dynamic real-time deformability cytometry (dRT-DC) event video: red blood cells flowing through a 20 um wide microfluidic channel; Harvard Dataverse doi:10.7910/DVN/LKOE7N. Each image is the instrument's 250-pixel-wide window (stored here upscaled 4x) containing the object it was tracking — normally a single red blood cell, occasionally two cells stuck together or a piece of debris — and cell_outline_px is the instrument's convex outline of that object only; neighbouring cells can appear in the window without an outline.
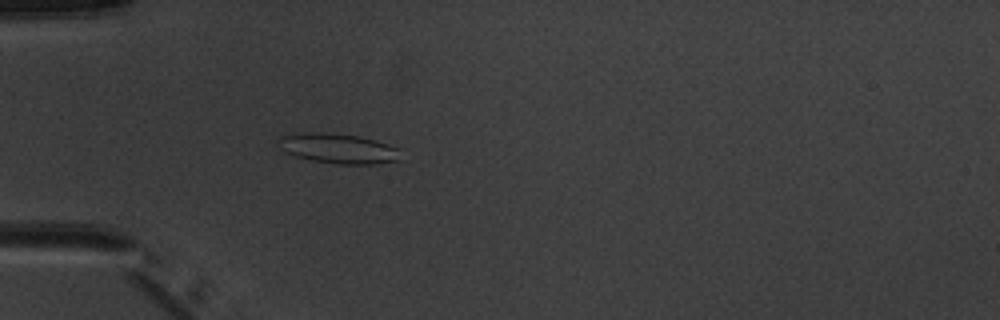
{"species": "common noctule bat (a hibernating species)", "species_latin": "Nyctalus noctula", "temperature_condition": "warm", "stored_images_in_passage": 5, "camera_frame_rate_fps": 3000, "um_per_image_px": 0.085, "animal": {"sex": "male", "body_mass_g": 20.1, "forearm_length_mm": 53.5}, "frame": {"image": 1, "passage_image": 5, "time_ms": 5.0, "image_size_px": [1000, 320], "cell_outline_px": [[400, 148], [396, 160], [372, 164], [336, 164], [312, 160], [296, 156], [284, 152], [276, 144], [276, 136], [308, 132], [320, 132], [360, 136], [376, 140]], "centroid_in_image_um": [28.66, 12.6], "position_along_channel_um": 56.3, "area_um2": 21.39}}